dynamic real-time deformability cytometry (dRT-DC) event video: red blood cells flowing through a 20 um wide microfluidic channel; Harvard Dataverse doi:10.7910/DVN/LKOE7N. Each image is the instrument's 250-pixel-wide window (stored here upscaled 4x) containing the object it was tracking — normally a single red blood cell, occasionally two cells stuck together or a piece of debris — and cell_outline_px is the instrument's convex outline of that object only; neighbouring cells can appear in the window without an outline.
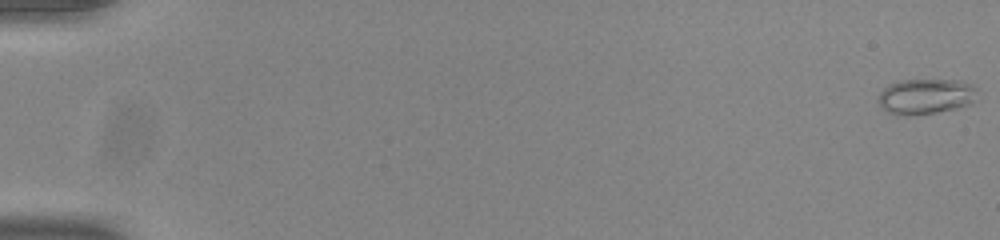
{"species": "common noctule bat (a hibernating species)", "species_latin": "Nyctalus noctula", "temperature_condition": "room temperature", "stored_images_in_passage": 54, "camera_frame_rate_fps": 3000, "um_per_image_px": 0.085, "animal": {"sex": "male", "body_mass_g": 20.0, "forearm_length_mm": 53.3}, "frame": {"image": 1, "passage_image": 1, "time_ms": 0.0, "image_size_px": [1000, 240], "cell_outline_px": [[976, 88], [972, 104], [956, 108], [936, 112], [912, 116], [896, 116], [888, 112], [876, 100], [880, 92], [888, 84], [900, 80], [956, 80], [972, 84]], "centroid_in_image_um": [78.64, 8.2], "position_along_channel_um": 6.4, "area_um2": 20.58}}
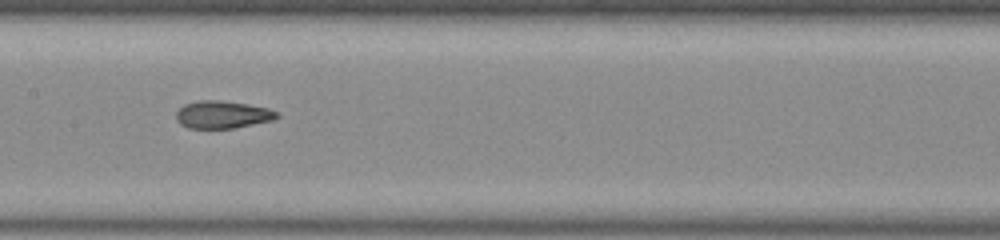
{"frame": {"image": 2, "passage_image": 29, "time_ms": 9.333, "image_size_px": [1000, 240], "cell_outline_px": [[280, 116], [272, 120], [236, 128], [188, 128], [180, 124], [176, 120], [176, 112], [184, 104], [200, 100], [220, 100], [248, 104], [268, 108], [280, 112]], "centroid_in_image_um": [18.92, 9.74], "position_along_channel_um": 188.5, "area_um2": 16.3}}
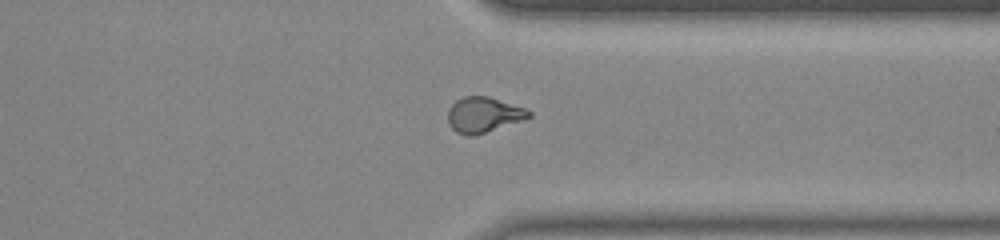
{"frame": {"image": 3, "passage_image": 43, "time_ms": 14.0, "image_size_px": [1000, 240], "cell_outline_px": [[532, 116], [472, 136], [468, 136], [456, 132], [448, 124], [448, 108], [456, 100], [464, 96], [488, 96], [528, 108], [532, 112]], "centroid_in_image_um": [41.09, 9.73], "position_along_channel_um": 370.3, "area_um2": 16.59}, "authors_computed_cell_mechanics": {"area_um2": 16.6464, "velocity_mm_per_s": 3.9033, "shape_relaxation_time_tau1_ms": null, "shape_relaxation_time_tau2_ms": 1.7542, "deformation_change_tau1": null, "deformation_change_tau2": 0.0867}}